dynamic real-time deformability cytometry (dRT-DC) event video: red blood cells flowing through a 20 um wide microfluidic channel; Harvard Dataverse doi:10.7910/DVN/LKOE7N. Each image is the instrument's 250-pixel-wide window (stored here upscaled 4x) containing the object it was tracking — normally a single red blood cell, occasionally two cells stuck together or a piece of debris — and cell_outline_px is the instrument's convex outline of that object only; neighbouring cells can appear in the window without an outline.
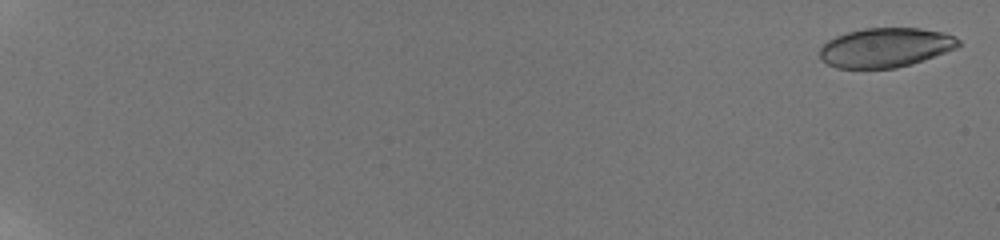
{"species": "human", "species_latin": "Homo sapiens", "temperature_condition": "room temperature", "stored_images_in_passage": 93, "camera_frame_rate_fps": 3000, "um_per_image_px": 0.085, "donor": {"sex": "male"}, "frame": {"image": 1, "passage_image": 2, "time_ms": 0.333, "image_size_px": [1000, 240], "cell_outline_px": [[960, 44], [956, 48], [912, 64], [896, 68], [836, 68], [820, 60], [820, 48], [828, 40], [836, 36], [848, 32], [864, 28], [920, 28], [944, 32], [960, 40]], "centroid_in_image_um": [75.25, 4.04], "position_along_channel_um": 9.7, "area_um2": 31.79}}
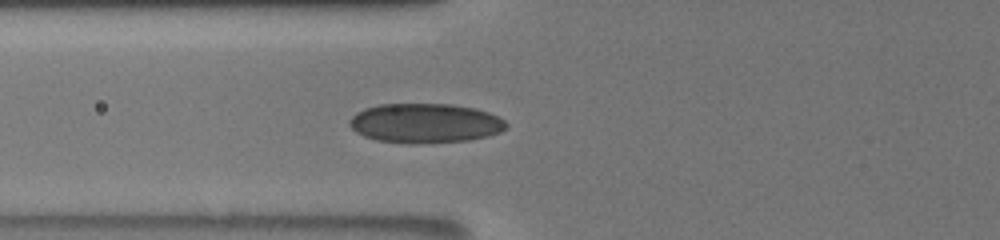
{"frame": {"image": 2, "passage_image": 34, "time_ms": 6.667, "image_size_px": [1000, 240], "cell_outline_px": [[508, 124], [500, 132], [488, 136], [468, 140], [416, 144], [412, 144], [376, 140], [364, 136], [356, 132], [348, 124], [348, 120], [356, 112], [364, 108], [380, 104], [452, 104], [472, 108], [488, 112], [504, 120]], "centroid_in_image_um": [36.09, 10.47], "position_along_channel_um": 89.7, "area_um2": 36.13}}
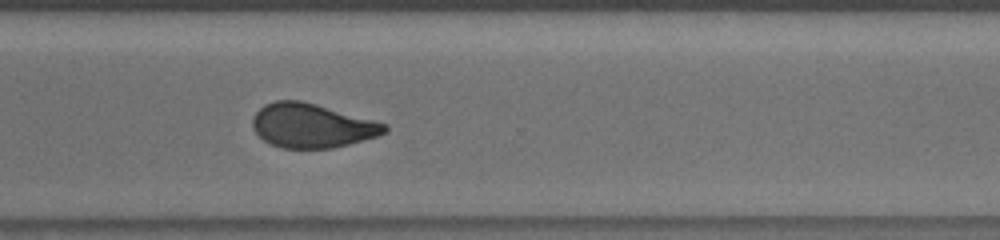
{"frame": {"image": 3, "passage_image": 71, "time_ms": 13.333, "image_size_px": [1000, 240], "cell_outline_px": [[388, 132], [376, 136], [348, 144], [332, 148], [280, 148], [264, 140], [256, 132], [252, 124], [252, 116], [264, 104], [276, 100], [300, 100], [316, 104], [388, 124]], "centroid_in_image_um": [26.5, 10.67], "position_along_channel_um": 344.1, "area_um2": 33.81}, "authors_computed_cell_mechanics": {"area_um2": 34.5066, "velocity_mm_per_s": 3.8292, "shape_relaxation_time_tau1_ms": null, "shape_relaxation_time_tau2_ms": 1.1134, "deformation_change_tau1": null, "deformation_change_tau2": 0.071}}